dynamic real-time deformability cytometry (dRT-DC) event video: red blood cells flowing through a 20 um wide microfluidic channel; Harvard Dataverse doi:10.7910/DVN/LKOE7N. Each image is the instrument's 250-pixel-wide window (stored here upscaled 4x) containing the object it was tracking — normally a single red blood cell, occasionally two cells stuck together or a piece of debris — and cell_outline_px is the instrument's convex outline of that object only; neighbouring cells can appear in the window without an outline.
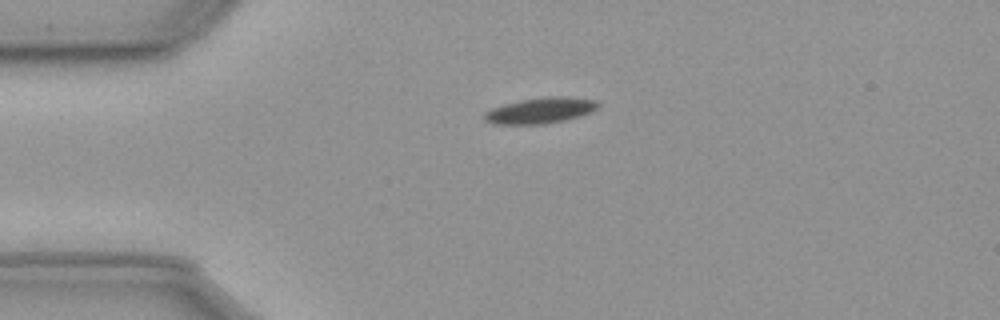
{"species": "common noctule bat (a hibernating species)", "species_latin": "Nyctalus noctula", "temperature_condition": "cold", "stored_images_in_passage": 45, "camera_frame_rate_fps": 3000, "um_per_image_px": 0.085, "animal": {"sex": "male", "body_mass_g": 23.1, "forearm_length_mm": 52.7}, "frame": {"image": 1, "passage_image": 1, "time_ms": 0.0, "image_size_px": [1000, 320], "cell_outline_px": [[600, 104], [596, 108], [588, 112], [564, 120], [544, 124], [496, 124], [484, 120], [484, 112], [492, 108], [504, 104], [520, 100], [544, 96], [564, 96], [596, 100]], "centroid_in_image_um": [45.89, 9.38], "position_along_channel_um": 39.1, "area_um2": 16.94}}
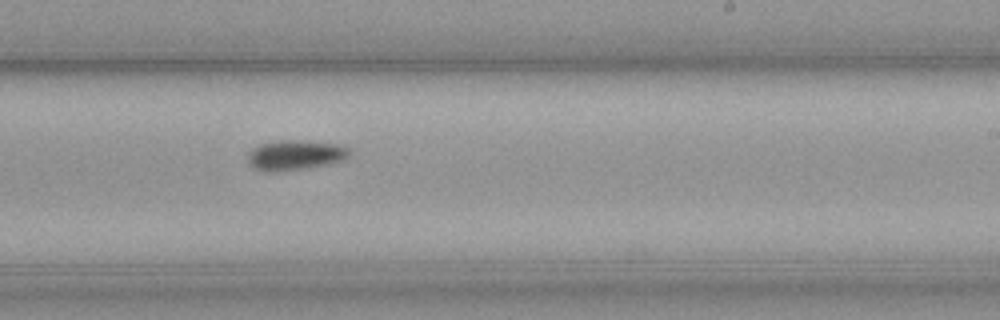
{"frame": {"image": 2, "passage_image": 22, "time_ms": 7.0, "image_size_px": [1000, 320], "cell_outline_px": [[352, 148], [348, 156], [344, 160], [328, 164], [308, 168], [276, 172], [264, 172], [256, 168], [248, 160], [248, 152], [252, 148], [260, 144], [280, 140], [292, 140], [336, 144]], "centroid_in_image_um": [25.1, 13.19], "position_along_channel_um": 263.9, "area_um2": 17.74}}
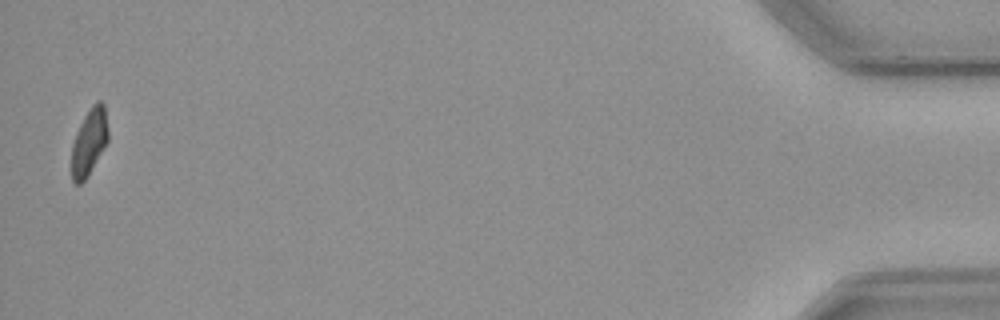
{"frame": {"image": 3, "passage_image": 44, "time_ms": 14.333, "image_size_px": [1000, 320], "cell_outline_px": [[108, 140], [84, 180], [80, 184], [72, 184], [72, 144], [76, 132], [84, 116], [92, 104], [96, 100], [100, 100], [104, 104], [108, 128]], "centroid_in_image_um": [7.57, 12.02], "position_along_channel_um": 427.6, "area_um2": 13.99}, "authors_computed_cell_mechanics": {"area_um2": 16.2418, "velocity_mm_per_s": 3.5918, "shape_relaxation_time_tau1_ms": 2.881, "shape_relaxation_time_tau2_ms": null, "deformation_change_tau1": 0.0839, "deformation_change_tau2": null}}